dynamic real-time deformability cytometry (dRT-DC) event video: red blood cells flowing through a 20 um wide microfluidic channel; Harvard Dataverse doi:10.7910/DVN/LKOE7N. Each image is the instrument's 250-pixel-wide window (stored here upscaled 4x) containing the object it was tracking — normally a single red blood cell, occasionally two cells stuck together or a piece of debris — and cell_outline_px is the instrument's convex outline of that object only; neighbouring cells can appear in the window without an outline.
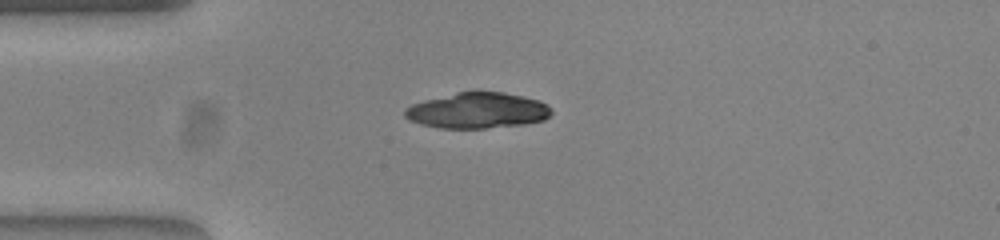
{"species": "common noctule bat (a hibernating species)", "species_latin": "Nyctalus noctula", "temperature_condition": "warm", "stored_images_in_passage": 40, "camera_frame_rate_fps": 3000, "um_per_image_px": 0.085, "animal": {"sex": "female", "body_mass_g": 23.0, "forearm_length_mm": 53.4}, "frame": {"image": 1, "passage_image": 1, "time_ms": 0.0, "image_size_px": [1000, 240], "cell_outline_px": [[552, 112], [544, 120], [524, 124], [488, 128], [440, 128], [420, 124], [408, 120], [404, 116], [404, 108], [412, 104], [424, 100], [456, 92], [504, 92], [524, 96], [548, 104], [552, 108]], "centroid_in_image_um": [40.57, 9.4], "position_along_channel_um": 44.4, "area_um2": 30.63}}
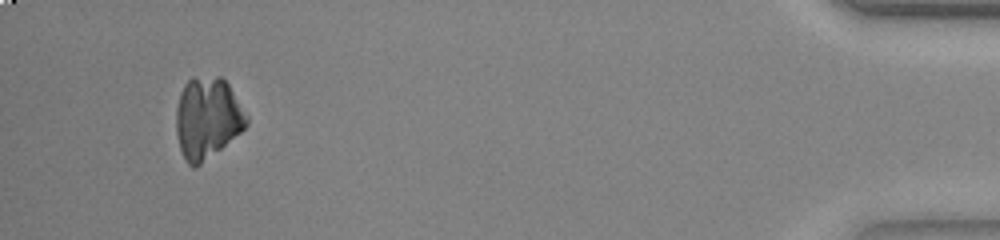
{"frame": {"image": 2, "passage_image": 37, "time_ms": 12.0, "image_size_px": [1000, 240], "cell_outline_px": [[248, 124], [240, 132], [196, 168], [192, 168], [188, 164], [180, 148], [176, 132], [176, 108], [180, 92], [184, 84], [188, 80], [216, 76], [220, 76], [228, 84], [248, 116]], "centroid_in_image_um": [17.61, 10.05], "position_along_channel_um": 417.6, "area_um2": 32.95}}